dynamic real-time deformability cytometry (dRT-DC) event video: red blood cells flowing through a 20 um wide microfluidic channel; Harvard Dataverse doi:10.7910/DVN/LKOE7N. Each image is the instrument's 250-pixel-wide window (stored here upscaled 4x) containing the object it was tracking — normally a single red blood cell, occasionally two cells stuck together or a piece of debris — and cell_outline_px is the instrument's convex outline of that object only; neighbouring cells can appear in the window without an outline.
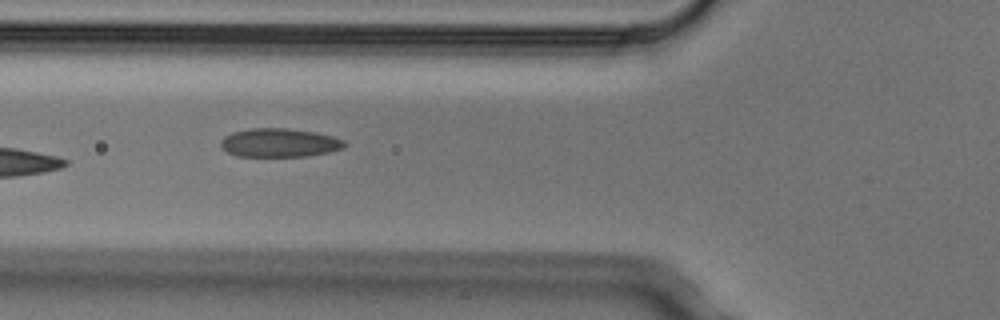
{"species": "Egyptian fruit bat (a non-hibernating species)", "species_latin": "Rousettus aegyptiacus", "temperature_condition": "cold", "stored_images_in_passage": 9, "camera_frame_rate_fps": 3000, "um_per_image_px": 0.085, "animal": {"sex": "male"}, "frame": {"image": 1, "passage_image": 6, "time_ms": 1.667, "image_size_px": [1000, 320], "cell_outline_px": [[348, 144], [344, 148], [328, 152], [308, 156], [236, 156], [228, 152], [220, 144], [220, 140], [224, 136], [232, 132], [248, 128], [288, 128], [316, 132], [332, 136], [344, 140]], "centroid_in_image_um": [23.76, 12.12], "position_along_channel_um": 102.0, "area_um2": 20.81}}
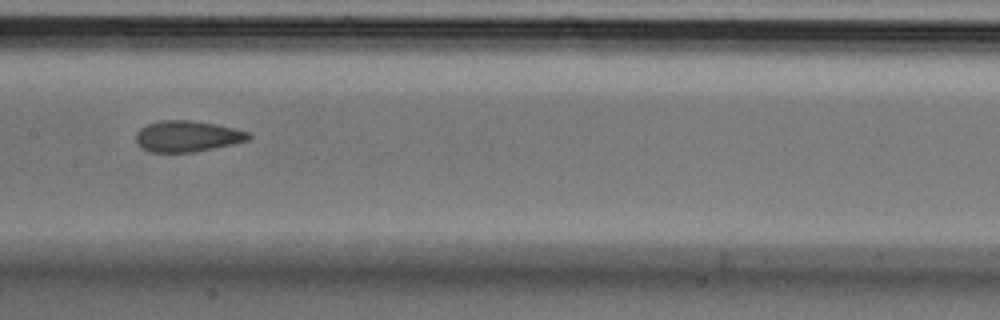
{"frame": {"image": 2, "passage_image": 8, "time_ms": 2.333, "image_size_px": [1000, 320], "cell_outline_px": [[252, 136], [248, 140], [232, 144], [192, 152], [148, 152], [140, 148], [136, 144], [136, 132], [140, 128], [148, 124], [160, 120], [192, 120], [216, 124], [248, 132]], "centroid_in_image_um": [15.86, 11.58], "position_along_channel_um": 191.5, "area_um2": 20.4}}
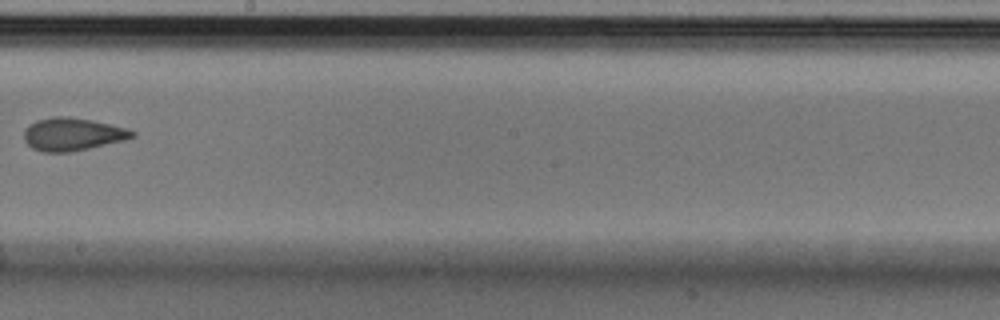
{"frame": {"image": 3, "passage_image": 9, "time_ms": 2.667, "image_size_px": [1000, 320], "cell_outline_px": [[136, 136], [128, 140], [72, 152], [40, 152], [32, 148], [24, 140], [24, 128], [36, 120], [52, 116], [68, 116], [92, 120], [128, 128], [136, 132]], "centroid_in_image_um": [6.19, 11.41], "position_along_channel_um": 242.0, "area_um2": 21.15}}